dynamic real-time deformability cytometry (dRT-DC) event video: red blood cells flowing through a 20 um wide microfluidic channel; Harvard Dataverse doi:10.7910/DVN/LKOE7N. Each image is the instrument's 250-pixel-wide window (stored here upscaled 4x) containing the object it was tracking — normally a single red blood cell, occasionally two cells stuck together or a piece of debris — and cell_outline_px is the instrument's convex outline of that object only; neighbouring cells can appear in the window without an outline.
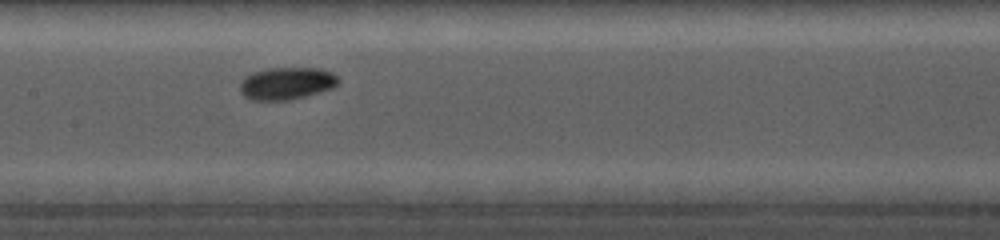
{"species": "common noctule bat (a hibernating species)", "species_latin": "Nyctalus noctula", "temperature_condition": "cold", "stored_images_in_passage": 11, "camera_frame_rate_fps": 5000, "um_per_image_px": 0.085, "animal": {"sex": "female", "body_mass_g": 19.0, "forearm_length_mm": 56.7}, "frame": {"image": 1, "passage_image": 10, "time_ms": 4.4, "image_size_px": [1000, 240], "cell_outline_px": [[340, 80], [332, 88], [304, 96], [288, 100], [252, 100], [244, 96], [240, 92], [240, 84], [252, 72], [268, 68], [320, 68], [332, 72]], "centroid_in_image_um": [24.36, 7.08], "position_along_channel_um": 183.0, "area_um2": 18.32}}
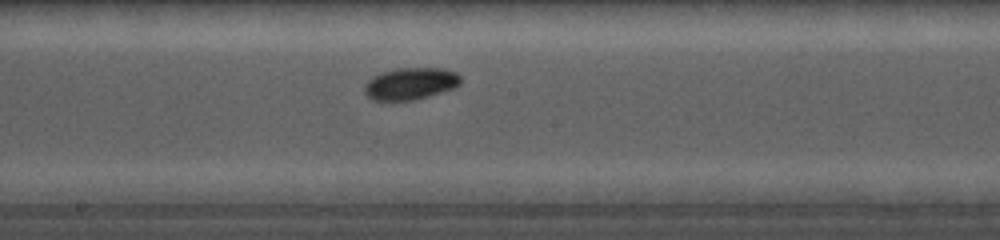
{"frame": {"image": 2, "passage_image": 11, "time_ms": 5.2, "image_size_px": [1000, 240], "cell_outline_px": [[460, 84], [452, 88], [428, 96], [412, 100], [372, 100], [364, 92], [364, 84], [372, 76], [384, 72], [400, 68], [444, 68], [456, 72], [460, 76]], "centroid_in_image_um": [34.88, 7.1], "position_along_channel_um": 213.3, "area_um2": 17.74}}